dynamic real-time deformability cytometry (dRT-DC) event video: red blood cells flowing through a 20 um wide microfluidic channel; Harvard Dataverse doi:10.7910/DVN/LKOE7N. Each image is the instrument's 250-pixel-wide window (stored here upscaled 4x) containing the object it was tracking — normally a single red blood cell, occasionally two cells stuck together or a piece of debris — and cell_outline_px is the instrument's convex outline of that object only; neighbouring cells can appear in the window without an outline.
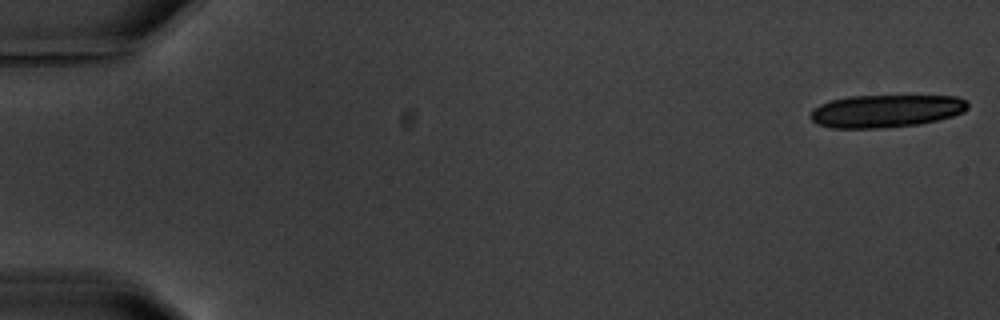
{"species": "common noctule bat (a hibernating species)", "species_latin": "Nyctalus noctula", "temperature_condition": "warm", "stored_images_in_passage": 2, "camera_frame_rate_fps": 3000, "um_per_image_px": 0.085, "animal": {"sex": "male", "body_mass_g": 20.1, "forearm_length_mm": 53.5}, "frame": {"image": 1, "passage_image": 1, "time_ms": 0.0, "image_size_px": [1000, 320], "cell_outline_px": [[968, 108], [964, 112], [952, 116], [920, 124], [876, 128], [832, 128], [816, 124], [812, 120], [812, 108], [820, 104], [832, 100], [848, 96], [956, 96], [968, 100]], "centroid_in_image_um": [75.32, 9.43], "position_along_channel_um": 9.7, "area_um2": 29.94}}